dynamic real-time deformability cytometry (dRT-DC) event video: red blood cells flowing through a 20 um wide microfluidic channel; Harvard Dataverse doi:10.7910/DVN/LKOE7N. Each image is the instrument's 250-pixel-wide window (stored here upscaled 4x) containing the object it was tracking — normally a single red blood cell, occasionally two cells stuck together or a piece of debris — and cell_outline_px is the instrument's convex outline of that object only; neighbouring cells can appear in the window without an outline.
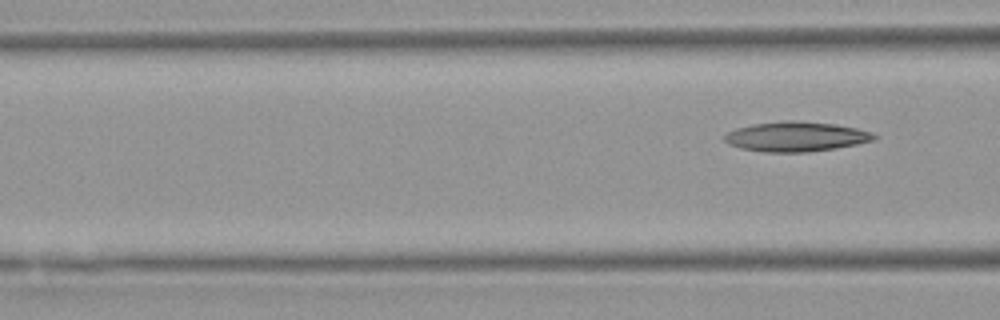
{"species": "Egyptian fruit bat (a non-hibernating species)", "species_latin": "Rousettus aegyptiacus", "temperature_condition": "warm", "stored_images_in_passage": 4, "segment_of_instrument_passage": [2, 2], "camera_frame_rate_fps": 3000, "um_per_image_px": 0.085, "animal": {"sex": "female"}, "frame": {"image": 1, "passage_image": 4, "time_ms": 5.0, "image_size_px": [1000, 320], "cell_outline_px": [[876, 140], [836, 148], [808, 152], [764, 152], [740, 148], [724, 140], [724, 136], [728, 132], [736, 128], [752, 124], [788, 120], [796, 120], [836, 124], [856, 128], [872, 132], [876, 136]], "centroid_in_image_um": [67.68, 11.6], "position_along_channel_um": 98.9, "area_um2": 25.95}}